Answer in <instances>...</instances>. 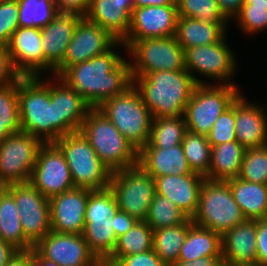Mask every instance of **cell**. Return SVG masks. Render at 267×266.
Listing matches in <instances>:
<instances>
[{
    "label": "cell",
    "instance_id": "1",
    "mask_svg": "<svg viewBox=\"0 0 267 266\" xmlns=\"http://www.w3.org/2000/svg\"><path fill=\"white\" fill-rule=\"evenodd\" d=\"M113 50L70 66L60 76L91 108L133 85L130 62Z\"/></svg>",
    "mask_w": 267,
    "mask_h": 266
},
{
    "label": "cell",
    "instance_id": "2",
    "mask_svg": "<svg viewBox=\"0 0 267 266\" xmlns=\"http://www.w3.org/2000/svg\"><path fill=\"white\" fill-rule=\"evenodd\" d=\"M42 79V76L18 79L21 131L43 143H55L64 135V120H58L57 83Z\"/></svg>",
    "mask_w": 267,
    "mask_h": 266
},
{
    "label": "cell",
    "instance_id": "3",
    "mask_svg": "<svg viewBox=\"0 0 267 266\" xmlns=\"http://www.w3.org/2000/svg\"><path fill=\"white\" fill-rule=\"evenodd\" d=\"M133 85L153 118L184 116L197 85L187 70L156 71L133 78Z\"/></svg>",
    "mask_w": 267,
    "mask_h": 266
},
{
    "label": "cell",
    "instance_id": "4",
    "mask_svg": "<svg viewBox=\"0 0 267 266\" xmlns=\"http://www.w3.org/2000/svg\"><path fill=\"white\" fill-rule=\"evenodd\" d=\"M111 171L137 165L138 151L97 108H91L79 130Z\"/></svg>",
    "mask_w": 267,
    "mask_h": 266
},
{
    "label": "cell",
    "instance_id": "5",
    "mask_svg": "<svg viewBox=\"0 0 267 266\" xmlns=\"http://www.w3.org/2000/svg\"><path fill=\"white\" fill-rule=\"evenodd\" d=\"M97 109L137 151L148 143L153 117L134 85L105 100Z\"/></svg>",
    "mask_w": 267,
    "mask_h": 266
},
{
    "label": "cell",
    "instance_id": "6",
    "mask_svg": "<svg viewBox=\"0 0 267 266\" xmlns=\"http://www.w3.org/2000/svg\"><path fill=\"white\" fill-rule=\"evenodd\" d=\"M55 144L65 156L74 187L90 190L109 188L112 172L80 131L63 135Z\"/></svg>",
    "mask_w": 267,
    "mask_h": 266
},
{
    "label": "cell",
    "instance_id": "7",
    "mask_svg": "<svg viewBox=\"0 0 267 266\" xmlns=\"http://www.w3.org/2000/svg\"><path fill=\"white\" fill-rule=\"evenodd\" d=\"M246 219L234 201L227 181H211L205 178L200 191L196 214L192 222L221 236Z\"/></svg>",
    "mask_w": 267,
    "mask_h": 266
},
{
    "label": "cell",
    "instance_id": "8",
    "mask_svg": "<svg viewBox=\"0 0 267 266\" xmlns=\"http://www.w3.org/2000/svg\"><path fill=\"white\" fill-rule=\"evenodd\" d=\"M237 86L197 84L184 111L187 130L207 136L218 117L240 94Z\"/></svg>",
    "mask_w": 267,
    "mask_h": 266
},
{
    "label": "cell",
    "instance_id": "9",
    "mask_svg": "<svg viewBox=\"0 0 267 266\" xmlns=\"http://www.w3.org/2000/svg\"><path fill=\"white\" fill-rule=\"evenodd\" d=\"M109 189L118 208L138 221H145L156 194L153 177L138 164L111 173Z\"/></svg>",
    "mask_w": 267,
    "mask_h": 266
},
{
    "label": "cell",
    "instance_id": "10",
    "mask_svg": "<svg viewBox=\"0 0 267 266\" xmlns=\"http://www.w3.org/2000/svg\"><path fill=\"white\" fill-rule=\"evenodd\" d=\"M127 51L133 61L132 78L156 71L186 70L184 49L175 36L136 40Z\"/></svg>",
    "mask_w": 267,
    "mask_h": 266
},
{
    "label": "cell",
    "instance_id": "11",
    "mask_svg": "<svg viewBox=\"0 0 267 266\" xmlns=\"http://www.w3.org/2000/svg\"><path fill=\"white\" fill-rule=\"evenodd\" d=\"M44 143L29 133L10 134L0 142V183L29 182L38 151Z\"/></svg>",
    "mask_w": 267,
    "mask_h": 266
},
{
    "label": "cell",
    "instance_id": "12",
    "mask_svg": "<svg viewBox=\"0 0 267 266\" xmlns=\"http://www.w3.org/2000/svg\"><path fill=\"white\" fill-rule=\"evenodd\" d=\"M226 36L215 44L199 45L184 50L185 68L197 84H206V82L196 78L193 72L218 80L217 84L223 82V84L236 85L229 78L234 77L237 61L226 44Z\"/></svg>",
    "mask_w": 267,
    "mask_h": 266
},
{
    "label": "cell",
    "instance_id": "13",
    "mask_svg": "<svg viewBox=\"0 0 267 266\" xmlns=\"http://www.w3.org/2000/svg\"><path fill=\"white\" fill-rule=\"evenodd\" d=\"M6 189L14 197L24 235L35 247L51 231L49 198L30 182L10 184Z\"/></svg>",
    "mask_w": 267,
    "mask_h": 266
},
{
    "label": "cell",
    "instance_id": "14",
    "mask_svg": "<svg viewBox=\"0 0 267 266\" xmlns=\"http://www.w3.org/2000/svg\"><path fill=\"white\" fill-rule=\"evenodd\" d=\"M121 46L126 50L122 41L115 39L107 30L98 24L82 17L73 32L72 40L62 63L54 70V76H61L70 66L102 55L112 47Z\"/></svg>",
    "mask_w": 267,
    "mask_h": 266
},
{
    "label": "cell",
    "instance_id": "15",
    "mask_svg": "<svg viewBox=\"0 0 267 266\" xmlns=\"http://www.w3.org/2000/svg\"><path fill=\"white\" fill-rule=\"evenodd\" d=\"M29 182L47 198L75 188L65 156L55 143L41 146Z\"/></svg>",
    "mask_w": 267,
    "mask_h": 266
},
{
    "label": "cell",
    "instance_id": "16",
    "mask_svg": "<svg viewBox=\"0 0 267 266\" xmlns=\"http://www.w3.org/2000/svg\"><path fill=\"white\" fill-rule=\"evenodd\" d=\"M45 259L59 266H100L82 234L50 231L35 247Z\"/></svg>",
    "mask_w": 267,
    "mask_h": 266
},
{
    "label": "cell",
    "instance_id": "17",
    "mask_svg": "<svg viewBox=\"0 0 267 266\" xmlns=\"http://www.w3.org/2000/svg\"><path fill=\"white\" fill-rule=\"evenodd\" d=\"M177 19L176 4L134 8L128 35L122 40L126 50L136 40L174 36Z\"/></svg>",
    "mask_w": 267,
    "mask_h": 266
},
{
    "label": "cell",
    "instance_id": "18",
    "mask_svg": "<svg viewBox=\"0 0 267 266\" xmlns=\"http://www.w3.org/2000/svg\"><path fill=\"white\" fill-rule=\"evenodd\" d=\"M92 191L75 187L49 198L51 231L82 234L88 196Z\"/></svg>",
    "mask_w": 267,
    "mask_h": 266
},
{
    "label": "cell",
    "instance_id": "19",
    "mask_svg": "<svg viewBox=\"0 0 267 266\" xmlns=\"http://www.w3.org/2000/svg\"><path fill=\"white\" fill-rule=\"evenodd\" d=\"M12 64L21 77H40L44 72L41 30L18 27L7 45Z\"/></svg>",
    "mask_w": 267,
    "mask_h": 266
},
{
    "label": "cell",
    "instance_id": "20",
    "mask_svg": "<svg viewBox=\"0 0 267 266\" xmlns=\"http://www.w3.org/2000/svg\"><path fill=\"white\" fill-rule=\"evenodd\" d=\"M82 16L74 13H58L41 30V42L44 52V71L51 72L62 63L72 35Z\"/></svg>",
    "mask_w": 267,
    "mask_h": 266
},
{
    "label": "cell",
    "instance_id": "21",
    "mask_svg": "<svg viewBox=\"0 0 267 266\" xmlns=\"http://www.w3.org/2000/svg\"><path fill=\"white\" fill-rule=\"evenodd\" d=\"M156 194L170 199L189 218L198 209L200 191L205 177L195 172L185 175L153 177Z\"/></svg>",
    "mask_w": 267,
    "mask_h": 266
},
{
    "label": "cell",
    "instance_id": "22",
    "mask_svg": "<svg viewBox=\"0 0 267 266\" xmlns=\"http://www.w3.org/2000/svg\"><path fill=\"white\" fill-rule=\"evenodd\" d=\"M242 96L240 93L235 99L236 140L246 149L265 146L267 145V113L262 105L247 102Z\"/></svg>",
    "mask_w": 267,
    "mask_h": 266
},
{
    "label": "cell",
    "instance_id": "23",
    "mask_svg": "<svg viewBox=\"0 0 267 266\" xmlns=\"http://www.w3.org/2000/svg\"><path fill=\"white\" fill-rule=\"evenodd\" d=\"M134 0H90L84 18L122 41L129 32Z\"/></svg>",
    "mask_w": 267,
    "mask_h": 266
},
{
    "label": "cell",
    "instance_id": "24",
    "mask_svg": "<svg viewBox=\"0 0 267 266\" xmlns=\"http://www.w3.org/2000/svg\"><path fill=\"white\" fill-rule=\"evenodd\" d=\"M221 243L223 263H256V220L236 225L221 236Z\"/></svg>",
    "mask_w": 267,
    "mask_h": 266
},
{
    "label": "cell",
    "instance_id": "25",
    "mask_svg": "<svg viewBox=\"0 0 267 266\" xmlns=\"http://www.w3.org/2000/svg\"><path fill=\"white\" fill-rule=\"evenodd\" d=\"M137 164L152 177L193 173L181 144L172 148H141Z\"/></svg>",
    "mask_w": 267,
    "mask_h": 266
},
{
    "label": "cell",
    "instance_id": "26",
    "mask_svg": "<svg viewBox=\"0 0 267 266\" xmlns=\"http://www.w3.org/2000/svg\"><path fill=\"white\" fill-rule=\"evenodd\" d=\"M234 201L239 205L246 220L267 217V185L244 181L241 178L227 180Z\"/></svg>",
    "mask_w": 267,
    "mask_h": 266
},
{
    "label": "cell",
    "instance_id": "27",
    "mask_svg": "<svg viewBox=\"0 0 267 266\" xmlns=\"http://www.w3.org/2000/svg\"><path fill=\"white\" fill-rule=\"evenodd\" d=\"M54 79H57L58 120H64V135L79 131L91 107L59 76Z\"/></svg>",
    "mask_w": 267,
    "mask_h": 266
},
{
    "label": "cell",
    "instance_id": "28",
    "mask_svg": "<svg viewBox=\"0 0 267 266\" xmlns=\"http://www.w3.org/2000/svg\"><path fill=\"white\" fill-rule=\"evenodd\" d=\"M246 148L238 141L225 142L211 147L209 176L211 181H227L237 178Z\"/></svg>",
    "mask_w": 267,
    "mask_h": 266
},
{
    "label": "cell",
    "instance_id": "29",
    "mask_svg": "<svg viewBox=\"0 0 267 266\" xmlns=\"http://www.w3.org/2000/svg\"><path fill=\"white\" fill-rule=\"evenodd\" d=\"M225 35L226 31L219 24L206 23L194 18L178 17L174 36L185 50L199 45L215 44Z\"/></svg>",
    "mask_w": 267,
    "mask_h": 266
},
{
    "label": "cell",
    "instance_id": "30",
    "mask_svg": "<svg viewBox=\"0 0 267 266\" xmlns=\"http://www.w3.org/2000/svg\"><path fill=\"white\" fill-rule=\"evenodd\" d=\"M0 239L17 251L34 248L24 235L14 197L6 188L0 194Z\"/></svg>",
    "mask_w": 267,
    "mask_h": 266
},
{
    "label": "cell",
    "instance_id": "31",
    "mask_svg": "<svg viewBox=\"0 0 267 266\" xmlns=\"http://www.w3.org/2000/svg\"><path fill=\"white\" fill-rule=\"evenodd\" d=\"M204 256H222L221 235L193 224L178 257L179 261H192Z\"/></svg>",
    "mask_w": 267,
    "mask_h": 266
},
{
    "label": "cell",
    "instance_id": "32",
    "mask_svg": "<svg viewBox=\"0 0 267 266\" xmlns=\"http://www.w3.org/2000/svg\"><path fill=\"white\" fill-rule=\"evenodd\" d=\"M193 224L192 219L189 218L181 225L154 230L153 250L167 266H171L178 260L188 230Z\"/></svg>",
    "mask_w": 267,
    "mask_h": 266
},
{
    "label": "cell",
    "instance_id": "33",
    "mask_svg": "<svg viewBox=\"0 0 267 266\" xmlns=\"http://www.w3.org/2000/svg\"><path fill=\"white\" fill-rule=\"evenodd\" d=\"M154 230L145 222L137 221L131 229L117 238L113 253L105 260L116 264L122 257L153 249Z\"/></svg>",
    "mask_w": 267,
    "mask_h": 266
},
{
    "label": "cell",
    "instance_id": "34",
    "mask_svg": "<svg viewBox=\"0 0 267 266\" xmlns=\"http://www.w3.org/2000/svg\"><path fill=\"white\" fill-rule=\"evenodd\" d=\"M113 217L85 220L83 238L100 261H105L114 251L117 238L113 230Z\"/></svg>",
    "mask_w": 267,
    "mask_h": 266
},
{
    "label": "cell",
    "instance_id": "35",
    "mask_svg": "<svg viewBox=\"0 0 267 266\" xmlns=\"http://www.w3.org/2000/svg\"><path fill=\"white\" fill-rule=\"evenodd\" d=\"M186 131L184 116L153 118L148 143L142 148H172L182 143Z\"/></svg>",
    "mask_w": 267,
    "mask_h": 266
},
{
    "label": "cell",
    "instance_id": "36",
    "mask_svg": "<svg viewBox=\"0 0 267 266\" xmlns=\"http://www.w3.org/2000/svg\"><path fill=\"white\" fill-rule=\"evenodd\" d=\"M181 146L192 172L207 178L211 163V146L207 136L187 130Z\"/></svg>",
    "mask_w": 267,
    "mask_h": 266
},
{
    "label": "cell",
    "instance_id": "37",
    "mask_svg": "<svg viewBox=\"0 0 267 266\" xmlns=\"http://www.w3.org/2000/svg\"><path fill=\"white\" fill-rule=\"evenodd\" d=\"M19 27L41 29L58 14L55 0H17Z\"/></svg>",
    "mask_w": 267,
    "mask_h": 266
},
{
    "label": "cell",
    "instance_id": "38",
    "mask_svg": "<svg viewBox=\"0 0 267 266\" xmlns=\"http://www.w3.org/2000/svg\"><path fill=\"white\" fill-rule=\"evenodd\" d=\"M189 217L167 197L155 194L149 206L145 222L153 229L185 223Z\"/></svg>",
    "mask_w": 267,
    "mask_h": 266
},
{
    "label": "cell",
    "instance_id": "39",
    "mask_svg": "<svg viewBox=\"0 0 267 266\" xmlns=\"http://www.w3.org/2000/svg\"><path fill=\"white\" fill-rule=\"evenodd\" d=\"M176 6L178 17L219 24L227 30L228 19L219 8L217 0H176Z\"/></svg>",
    "mask_w": 267,
    "mask_h": 266
},
{
    "label": "cell",
    "instance_id": "40",
    "mask_svg": "<svg viewBox=\"0 0 267 266\" xmlns=\"http://www.w3.org/2000/svg\"><path fill=\"white\" fill-rule=\"evenodd\" d=\"M238 178L267 185V145L246 149Z\"/></svg>",
    "mask_w": 267,
    "mask_h": 266
},
{
    "label": "cell",
    "instance_id": "41",
    "mask_svg": "<svg viewBox=\"0 0 267 266\" xmlns=\"http://www.w3.org/2000/svg\"><path fill=\"white\" fill-rule=\"evenodd\" d=\"M118 209L116 198L109 188L93 190L88 196L85 220L113 217Z\"/></svg>",
    "mask_w": 267,
    "mask_h": 266
},
{
    "label": "cell",
    "instance_id": "42",
    "mask_svg": "<svg viewBox=\"0 0 267 266\" xmlns=\"http://www.w3.org/2000/svg\"><path fill=\"white\" fill-rule=\"evenodd\" d=\"M0 122H8L17 132L21 131L18 80L0 87Z\"/></svg>",
    "mask_w": 267,
    "mask_h": 266
},
{
    "label": "cell",
    "instance_id": "43",
    "mask_svg": "<svg viewBox=\"0 0 267 266\" xmlns=\"http://www.w3.org/2000/svg\"><path fill=\"white\" fill-rule=\"evenodd\" d=\"M235 100L216 120L207 135L210 146L237 141L235 135Z\"/></svg>",
    "mask_w": 267,
    "mask_h": 266
},
{
    "label": "cell",
    "instance_id": "44",
    "mask_svg": "<svg viewBox=\"0 0 267 266\" xmlns=\"http://www.w3.org/2000/svg\"><path fill=\"white\" fill-rule=\"evenodd\" d=\"M235 21L246 34L267 33V7H242Z\"/></svg>",
    "mask_w": 267,
    "mask_h": 266
},
{
    "label": "cell",
    "instance_id": "45",
    "mask_svg": "<svg viewBox=\"0 0 267 266\" xmlns=\"http://www.w3.org/2000/svg\"><path fill=\"white\" fill-rule=\"evenodd\" d=\"M17 0L0 2V45L7 46L12 34L19 27Z\"/></svg>",
    "mask_w": 267,
    "mask_h": 266
},
{
    "label": "cell",
    "instance_id": "46",
    "mask_svg": "<svg viewBox=\"0 0 267 266\" xmlns=\"http://www.w3.org/2000/svg\"><path fill=\"white\" fill-rule=\"evenodd\" d=\"M117 266H167L155 253L149 250L138 254L122 257L117 263Z\"/></svg>",
    "mask_w": 267,
    "mask_h": 266
},
{
    "label": "cell",
    "instance_id": "47",
    "mask_svg": "<svg viewBox=\"0 0 267 266\" xmlns=\"http://www.w3.org/2000/svg\"><path fill=\"white\" fill-rule=\"evenodd\" d=\"M20 77L12 64L7 46L0 45V87L12 84Z\"/></svg>",
    "mask_w": 267,
    "mask_h": 266
},
{
    "label": "cell",
    "instance_id": "48",
    "mask_svg": "<svg viewBox=\"0 0 267 266\" xmlns=\"http://www.w3.org/2000/svg\"><path fill=\"white\" fill-rule=\"evenodd\" d=\"M256 244V263L267 266V217L256 220Z\"/></svg>",
    "mask_w": 267,
    "mask_h": 266
},
{
    "label": "cell",
    "instance_id": "49",
    "mask_svg": "<svg viewBox=\"0 0 267 266\" xmlns=\"http://www.w3.org/2000/svg\"><path fill=\"white\" fill-rule=\"evenodd\" d=\"M90 0H55L58 13H74L82 17L87 13Z\"/></svg>",
    "mask_w": 267,
    "mask_h": 266
},
{
    "label": "cell",
    "instance_id": "50",
    "mask_svg": "<svg viewBox=\"0 0 267 266\" xmlns=\"http://www.w3.org/2000/svg\"><path fill=\"white\" fill-rule=\"evenodd\" d=\"M137 221L138 220H136L134 217L118 209L112 219V222H113L112 227H113L116 238L125 234L129 229L132 228V226Z\"/></svg>",
    "mask_w": 267,
    "mask_h": 266
},
{
    "label": "cell",
    "instance_id": "51",
    "mask_svg": "<svg viewBox=\"0 0 267 266\" xmlns=\"http://www.w3.org/2000/svg\"><path fill=\"white\" fill-rule=\"evenodd\" d=\"M219 8L229 20L235 18L245 3V0H217Z\"/></svg>",
    "mask_w": 267,
    "mask_h": 266
},
{
    "label": "cell",
    "instance_id": "52",
    "mask_svg": "<svg viewBox=\"0 0 267 266\" xmlns=\"http://www.w3.org/2000/svg\"><path fill=\"white\" fill-rule=\"evenodd\" d=\"M222 262V256H204L192 261L177 260L171 266H218Z\"/></svg>",
    "mask_w": 267,
    "mask_h": 266
},
{
    "label": "cell",
    "instance_id": "53",
    "mask_svg": "<svg viewBox=\"0 0 267 266\" xmlns=\"http://www.w3.org/2000/svg\"><path fill=\"white\" fill-rule=\"evenodd\" d=\"M5 266H32V250L18 251Z\"/></svg>",
    "mask_w": 267,
    "mask_h": 266
},
{
    "label": "cell",
    "instance_id": "54",
    "mask_svg": "<svg viewBox=\"0 0 267 266\" xmlns=\"http://www.w3.org/2000/svg\"><path fill=\"white\" fill-rule=\"evenodd\" d=\"M17 252L13 246L0 239V266H5Z\"/></svg>",
    "mask_w": 267,
    "mask_h": 266
},
{
    "label": "cell",
    "instance_id": "55",
    "mask_svg": "<svg viewBox=\"0 0 267 266\" xmlns=\"http://www.w3.org/2000/svg\"><path fill=\"white\" fill-rule=\"evenodd\" d=\"M176 4V0H134V8Z\"/></svg>",
    "mask_w": 267,
    "mask_h": 266
},
{
    "label": "cell",
    "instance_id": "56",
    "mask_svg": "<svg viewBox=\"0 0 267 266\" xmlns=\"http://www.w3.org/2000/svg\"><path fill=\"white\" fill-rule=\"evenodd\" d=\"M32 266H59L55 262L45 259L35 248L32 249Z\"/></svg>",
    "mask_w": 267,
    "mask_h": 266
},
{
    "label": "cell",
    "instance_id": "57",
    "mask_svg": "<svg viewBox=\"0 0 267 266\" xmlns=\"http://www.w3.org/2000/svg\"><path fill=\"white\" fill-rule=\"evenodd\" d=\"M13 133L17 131L8 122H0V142Z\"/></svg>",
    "mask_w": 267,
    "mask_h": 266
},
{
    "label": "cell",
    "instance_id": "58",
    "mask_svg": "<svg viewBox=\"0 0 267 266\" xmlns=\"http://www.w3.org/2000/svg\"><path fill=\"white\" fill-rule=\"evenodd\" d=\"M242 7H267V0H245Z\"/></svg>",
    "mask_w": 267,
    "mask_h": 266
},
{
    "label": "cell",
    "instance_id": "59",
    "mask_svg": "<svg viewBox=\"0 0 267 266\" xmlns=\"http://www.w3.org/2000/svg\"><path fill=\"white\" fill-rule=\"evenodd\" d=\"M232 266H260L258 263L233 264Z\"/></svg>",
    "mask_w": 267,
    "mask_h": 266
},
{
    "label": "cell",
    "instance_id": "60",
    "mask_svg": "<svg viewBox=\"0 0 267 266\" xmlns=\"http://www.w3.org/2000/svg\"><path fill=\"white\" fill-rule=\"evenodd\" d=\"M100 266H117L116 264L107 262V261H101Z\"/></svg>",
    "mask_w": 267,
    "mask_h": 266
},
{
    "label": "cell",
    "instance_id": "61",
    "mask_svg": "<svg viewBox=\"0 0 267 266\" xmlns=\"http://www.w3.org/2000/svg\"><path fill=\"white\" fill-rule=\"evenodd\" d=\"M5 188L6 186L3 183H0V194L3 192Z\"/></svg>",
    "mask_w": 267,
    "mask_h": 266
},
{
    "label": "cell",
    "instance_id": "62",
    "mask_svg": "<svg viewBox=\"0 0 267 266\" xmlns=\"http://www.w3.org/2000/svg\"><path fill=\"white\" fill-rule=\"evenodd\" d=\"M218 266H232V265L221 262Z\"/></svg>",
    "mask_w": 267,
    "mask_h": 266
}]
</instances>
